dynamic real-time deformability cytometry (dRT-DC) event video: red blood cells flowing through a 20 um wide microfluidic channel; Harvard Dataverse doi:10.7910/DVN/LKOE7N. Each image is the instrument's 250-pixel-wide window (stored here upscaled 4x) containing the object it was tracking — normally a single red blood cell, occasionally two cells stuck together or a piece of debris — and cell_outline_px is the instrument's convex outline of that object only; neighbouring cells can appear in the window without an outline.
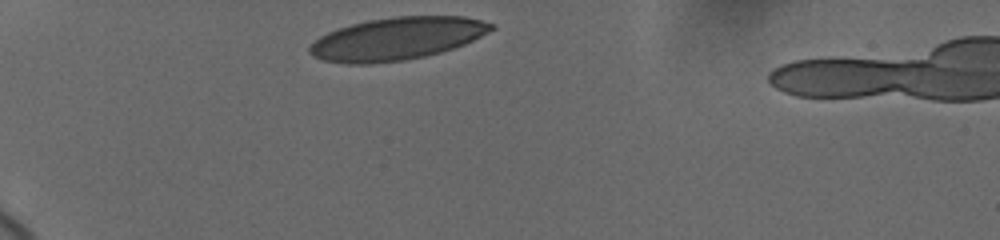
{"species": "human", "species_latin": "Homo sapiens", "temperature_condition": "cold", "stored_images_in_passage": 3, "camera_frame_rate_fps": 3000, "um_per_image_px": 0.085, "donor": {"sex": "female"}, "frame": {"image": 1, "passage_image": 1, "time_ms": 0.0, "image_size_px": [1000, 240], "cell_outline_px": [[496, 28], [464, 44], [440, 52], [424, 56], [404, 60], [372, 64], [344, 64], [324, 60], [312, 56], [308, 52], [308, 48], [320, 36], [328, 32], [352, 24], [368, 20], [396, 16], [464, 16], [496, 24]], "centroid_in_image_um": [33.73, 3.29], "position_along_channel_um": 51.3, "area_um2": 44.97}}
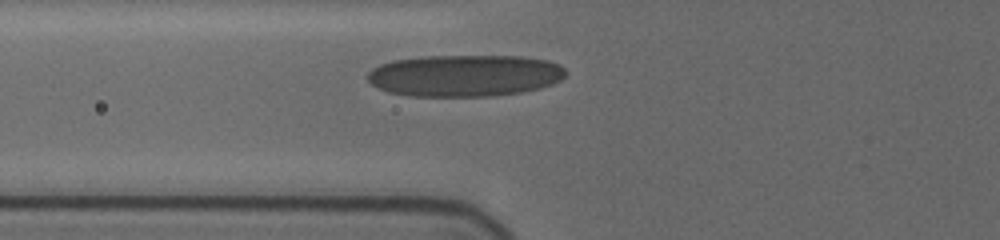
{"frame": {"image": 2, "passage_image": 3, "time_ms": 2.0, "image_size_px": [1000, 240], "cell_outline_px": [[568, 72], [560, 80], [552, 84], [540, 88], [520, 92], [492, 96], [412, 96], [388, 92], [372, 84], [368, 80], [368, 72], [372, 68], [380, 64], [392, 60], [420, 56], [520, 56], [548, 60], [560, 64]], "centroid_in_image_um": [39.51, 6.41], "position_along_channel_um": 86.3, "area_um2": 48.49}}